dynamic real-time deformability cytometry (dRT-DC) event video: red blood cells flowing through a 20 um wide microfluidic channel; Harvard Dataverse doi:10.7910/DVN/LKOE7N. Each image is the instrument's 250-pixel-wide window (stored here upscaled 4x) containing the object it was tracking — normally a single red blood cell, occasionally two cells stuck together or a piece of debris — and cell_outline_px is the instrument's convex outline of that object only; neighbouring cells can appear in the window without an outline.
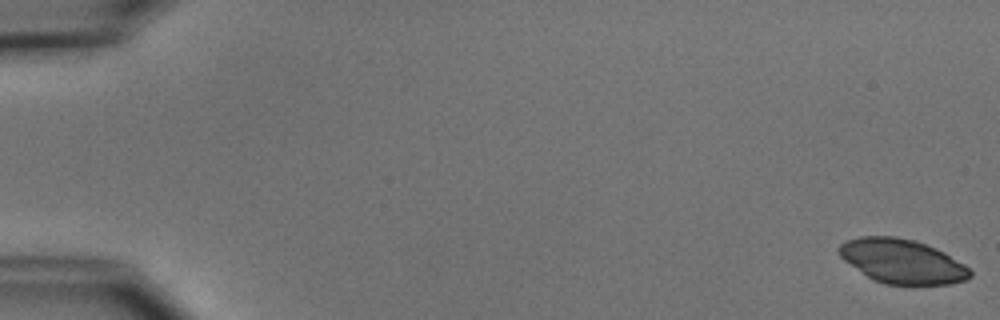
{"species": "common noctule bat (a hibernating species)", "species_latin": "Nyctalus noctula", "temperature_condition": "cold", "stored_images_in_passage": 54, "camera_frame_rate_fps": 3000, "um_per_image_px": 0.085, "animal": {"sex": "male", "body_mass_g": 15.6}, "frame": {"image": 1, "passage_image": 1, "time_ms": 0.0, "image_size_px": [1000, 320], "cell_outline_px": [[972, 276], [964, 280], [948, 284], [884, 284], [868, 276], [844, 260], [840, 256], [836, 248], [840, 244], [848, 240], [860, 236], [896, 236], [916, 240], [936, 248], [944, 252], [964, 264], [972, 272]], "centroid_in_image_um": [76.68, 22.19], "position_along_channel_um": 8.3, "area_um2": 33.58}}